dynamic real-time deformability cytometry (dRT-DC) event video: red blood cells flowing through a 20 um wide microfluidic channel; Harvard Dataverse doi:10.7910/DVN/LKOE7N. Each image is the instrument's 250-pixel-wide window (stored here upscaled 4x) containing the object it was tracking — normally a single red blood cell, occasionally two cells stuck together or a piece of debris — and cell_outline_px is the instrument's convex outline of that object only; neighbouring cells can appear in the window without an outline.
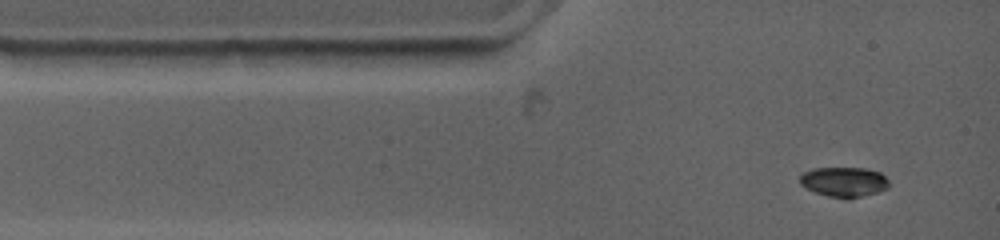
{"species": "common noctule bat (a hibernating species)", "species_latin": "Nyctalus noctula", "temperature_condition": "warm", "stored_images_in_passage": 66, "camera_frame_rate_fps": 4500, "um_per_image_px": 0.085, "animal": {"sex": "female", "body_mass_g": 19.0, "forearm_length_mm": 53.3}, "frame": {"image": 1, "passage_image": 1, "time_ms": 0.0, "image_size_px": [1000, 240], "cell_outline_px": [[888, 188], [876, 192], [848, 200], [828, 196], [816, 192], [800, 184], [800, 176], [804, 172], [812, 168], [864, 168], [880, 172], [888, 180]], "centroid_in_image_um": [71.74, 15.46], "position_along_channel_um": 13.3, "area_um2": 15.49}}
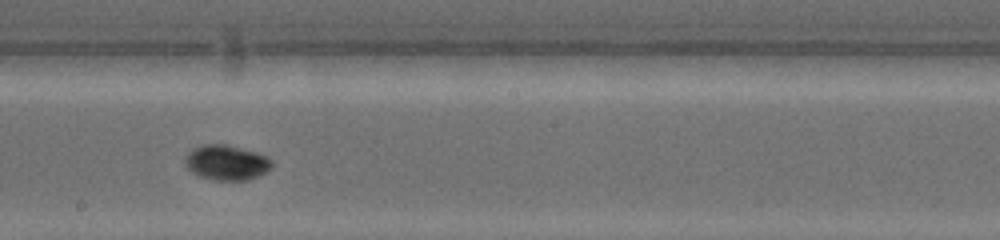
{"frame": {"image": 2, "passage_image": 39, "time_ms": 6.444, "image_size_px": [1000, 240], "cell_outline_px": [[272, 164], [264, 172], [248, 180], [212, 180], [200, 176], [192, 172], [188, 168], [188, 156], [196, 148], [204, 144], [224, 144], [252, 152], [264, 156]], "centroid_in_image_um": [19.24, 13.84], "position_along_channel_um": 229.0, "area_um2": 16.7}}
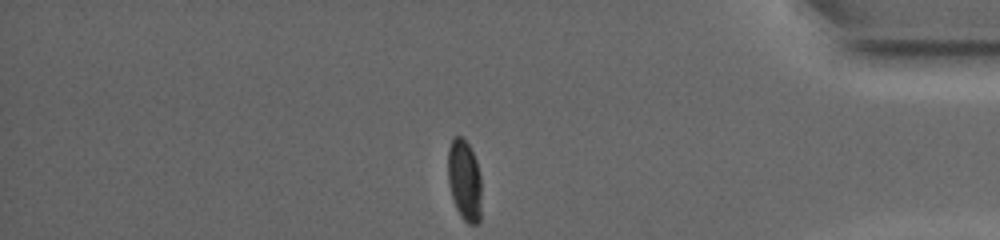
{"frame": {"image": 3, "passage_image": 66, "time_ms": 11.778, "image_size_px": [1000, 240], "cell_outline_px": [[480, 220], [476, 224], [468, 224], [460, 216], [456, 208], [452, 196], [448, 180], [448, 148], [452, 140], [456, 136], [460, 136], [468, 144], [476, 160], [480, 176]], "centroid_in_image_um": [39.47, 15.34], "position_along_channel_um": 395.7, "area_um2": 15.66}, "authors_computed_cell_mechanics": {"area_um2": 16.6753, "velocity_mm_per_s": 3.7675, "shape_relaxation_time_tau1_ms": 3.2639, "shape_relaxation_time_tau2_ms": null, "deformation_change_tau1": 0.16, "deformation_change_tau2": null}}